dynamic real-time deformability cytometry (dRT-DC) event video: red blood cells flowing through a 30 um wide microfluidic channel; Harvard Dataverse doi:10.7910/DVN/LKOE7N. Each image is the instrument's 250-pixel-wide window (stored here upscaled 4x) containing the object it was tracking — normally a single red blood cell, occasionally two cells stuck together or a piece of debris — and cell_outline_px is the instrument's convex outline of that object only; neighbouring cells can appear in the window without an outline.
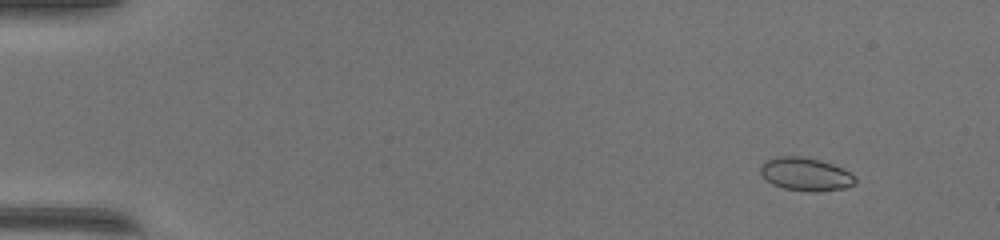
{"species": "common noctule bat (a hibernating species)", "species_latin": "Nyctalus noctula", "temperature_condition": "warm", "stored_images_in_passage": 51, "camera_frame_rate_fps": 3000, "um_per_image_px": 0.085, "animal": {"sex": "female", "body_mass_g": 17.0, "forearm_length_mm": 48.0}, "frame": {"image": 1, "passage_image": 6, "time_ms": 1.667, "image_size_px": [1000, 240], "cell_outline_px": [[856, 184], [844, 188], [816, 192], [812, 192], [784, 188], [772, 184], [760, 172], [760, 164], [764, 160], [776, 156], [800, 156], [820, 160], [844, 168], [852, 172], [856, 176]], "centroid_in_image_um": [68.5, 14.79], "position_along_channel_um": 16.5, "area_um2": 18.55}}
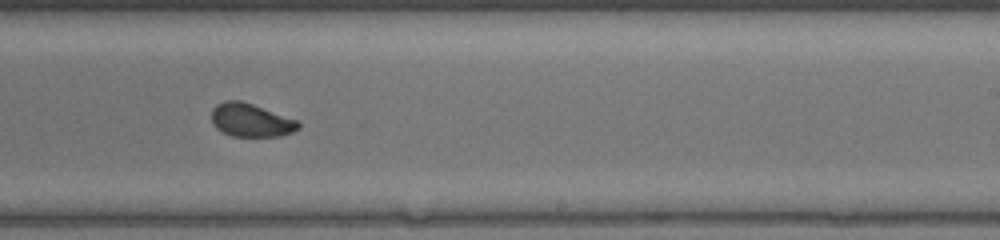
{"frame": {"image": 2, "passage_image": 33, "time_ms": 10.667, "image_size_px": [1000, 240], "cell_outline_px": [[300, 128], [292, 132], [280, 136], [232, 136], [216, 128], [212, 124], [212, 108], [216, 104], [224, 100], [240, 100], [252, 104], [296, 120], [300, 124]], "centroid_in_image_um": [21.29, 10.21], "position_along_channel_um": 267.7, "area_um2": 16.7}}
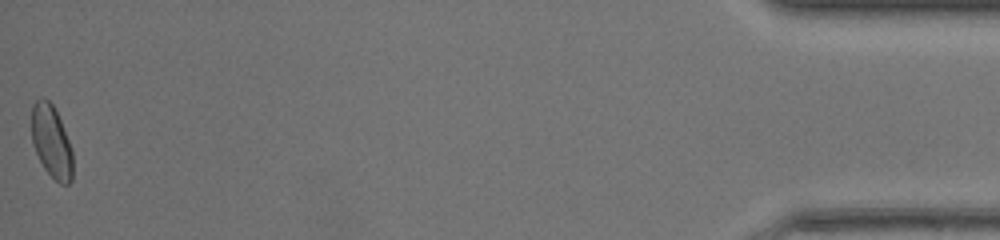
{"frame": {"image": 3, "passage_image": 51, "time_ms": 16.667, "image_size_px": [1000, 240], "cell_outline_px": [[72, 180], [68, 184], [60, 184], [44, 168], [32, 144], [32, 104], [40, 96], [48, 100], [52, 104], [60, 120], [68, 140], [72, 152]], "centroid_in_image_um": [4.36, 12.02], "position_along_channel_um": 430.8, "area_um2": 17.17}, "authors_computed_cell_mechanics": {"area_um2": 17.5134, "velocity_mm_per_s": 4.2732, "shape_relaxation_time_tau1_ms": 8.222, "shape_relaxation_time_tau2_ms": 0.7229, "deformation_change_tau1": 0.1959, "deformation_change_tau2": 0.0454}}